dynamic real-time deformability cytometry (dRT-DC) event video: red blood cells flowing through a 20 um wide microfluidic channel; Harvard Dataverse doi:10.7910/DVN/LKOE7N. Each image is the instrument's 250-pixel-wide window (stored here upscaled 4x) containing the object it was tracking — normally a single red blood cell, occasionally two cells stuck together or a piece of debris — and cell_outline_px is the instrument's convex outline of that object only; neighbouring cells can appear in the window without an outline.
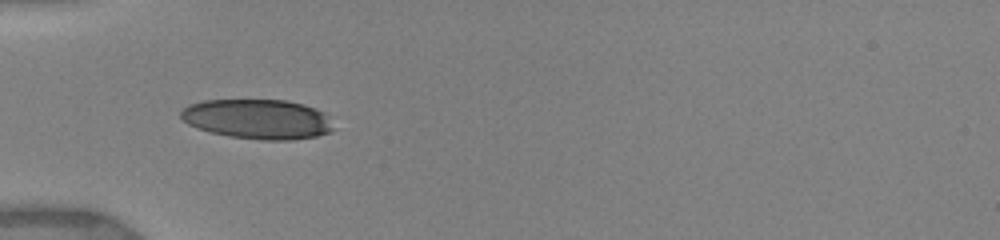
{"species": "human", "species_latin": "Homo sapiens", "temperature_condition": "warm", "stored_images_in_passage": 1, "camera_frame_rate_fps": 3000, "um_per_image_px": 0.085, "donor": {"sex": "female"}, "frame": {"image": 1, "passage_image": 1, "time_ms": 0.0, "image_size_px": [1000, 240], "cell_outline_px": [[332, 132], [316, 136], [292, 140], [264, 140], [228, 136], [196, 128], [188, 124], [180, 116], [180, 112], [188, 104], [204, 100], [288, 100], [304, 104], [324, 112], [328, 116], [332, 128]], "centroid_in_image_um": [21.9, 10.12], "position_along_channel_um": 63.1, "area_um2": 35.43}}